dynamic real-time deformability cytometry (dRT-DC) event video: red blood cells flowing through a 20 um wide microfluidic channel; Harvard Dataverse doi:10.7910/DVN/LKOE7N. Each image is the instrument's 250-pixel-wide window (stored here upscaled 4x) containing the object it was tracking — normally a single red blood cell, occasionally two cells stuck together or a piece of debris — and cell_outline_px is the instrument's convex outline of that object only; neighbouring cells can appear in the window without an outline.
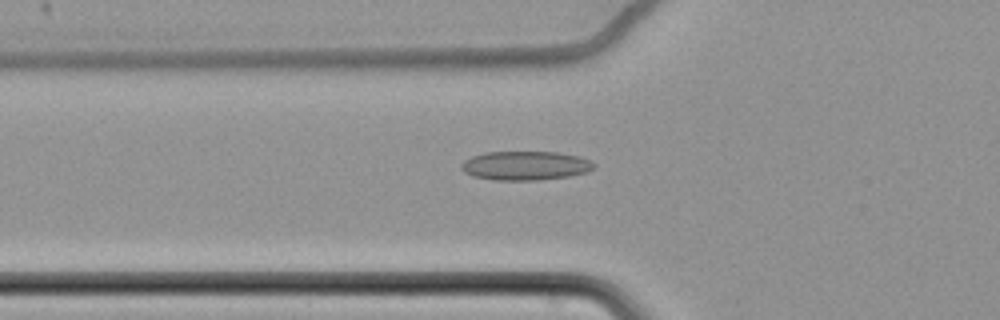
{"species": "common noctule bat (a hibernating species)", "species_latin": "Nyctalus noctula", "temperature_condition": "cold", "stored_images_in_passage": 50, "camera_frame_rate_fps": 3000, "um_per_image_px": 0.085, "animal": {"sex": "female", "body_mass_g": 22.7, "forearm_length_mm": 54.2}, "frame": {"image": 1, "passage_image": 12, "time_ms": 3.667, "image_size_px": [1000, 320], "cell_outline_px": [[596, 164], [588, 172], [568, 176], [536, 180], [496, 180], [472, 176], [464, 172], [460, 168], [460, 164], [464, 160], [472, 156], [484, 152], [556, 152], [580, 156], [592, 160]], "centroid_in_image_um": [44.65, 14.07], "position_along_channel_um": 81.2, "area_um2": 22.54}}
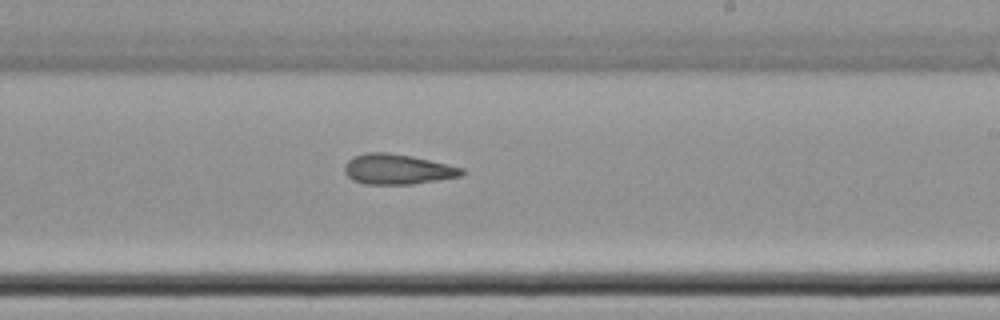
{"frame": {"image": 2, "passage_image": 27, "time_ms": 8.667, "image_size_px": [1000, 320], "cell_outline_px": [[464, 172], [460, 176], [412, 184], [364, 184], [352, 180], [344, 172], [344, 164], [352, 156], [368, 152], [388, 152], [412, 156], [464, 168]], "centroid_in_image_um": [33.73, 14.38], "position_along_channel_um": 255.3, "area_um2": 20.63}}
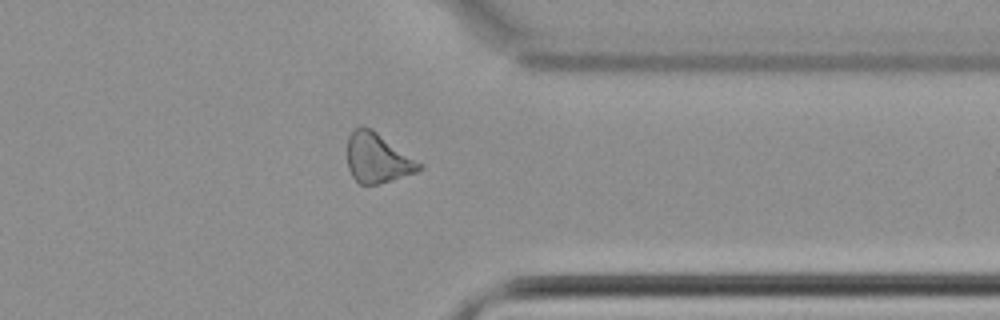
{"frame": {"image": 3, "passage_image": 38, "time_ms": 12.333, "image_size_px": [1000, 320], "cell_outline_px": [[424, 168], [416, 172], [392, 180], [376, 184], [360, 184], [352, 176], [348, 168], [348, 136], [356, 128], [372, 128], [424, 164]], "centroid_in_image_um": [32.12, 13.44], "position_along_channel_um": 379.3, "area_um2": 20.75}, "authors_computed_cell_mechanics": {"area_um2": 20.7791, "velocity_mm_per_s": 3.488, "shape_relaxation_time_tau1_ms": null, "shape_relaxation_time_tau2_ms": 11.3041, "deformation_change_tau1": null, "deformation_change_tau2": 0.219}}